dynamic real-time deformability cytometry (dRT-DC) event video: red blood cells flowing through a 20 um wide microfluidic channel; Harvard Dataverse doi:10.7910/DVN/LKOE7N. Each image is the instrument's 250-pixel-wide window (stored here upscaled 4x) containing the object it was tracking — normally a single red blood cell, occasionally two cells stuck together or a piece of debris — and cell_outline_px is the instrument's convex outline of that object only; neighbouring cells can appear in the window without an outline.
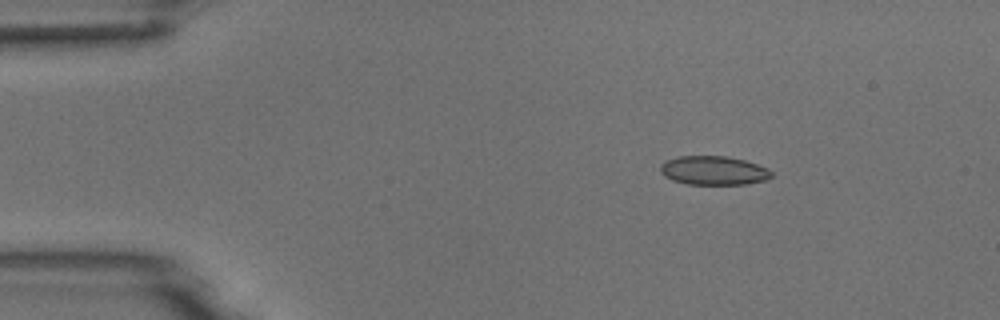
{"species": "common noctule bat (a hibernating species)", "species_latin": "Nyctalus noctula", "temperature_condition": "room temperature", "stored_images_in_passage": 5, "camera_frame_rate_fps": 3000, "um_per_image_px": 0.085, "animal": {"sex": "male", "body_mass_g": 18.8}, "frame": {"image": 1, "passage_image": 3, "time_ms": 2.333, "image_size_px": [1000, 320], "cell_outline_px": [[772, 176], [768, 180], [748, 184], [688, 184], [672, 180], [664, 176], [660, 172], [660, 164], [664, 160], [676, 156], [724, 156], [744, 160], [768, 168], [772, 172]], "centroid_in_image_um": [60.64, 14.49], "position_along_channel_um": 24.4, "area_um2": 18.9}}